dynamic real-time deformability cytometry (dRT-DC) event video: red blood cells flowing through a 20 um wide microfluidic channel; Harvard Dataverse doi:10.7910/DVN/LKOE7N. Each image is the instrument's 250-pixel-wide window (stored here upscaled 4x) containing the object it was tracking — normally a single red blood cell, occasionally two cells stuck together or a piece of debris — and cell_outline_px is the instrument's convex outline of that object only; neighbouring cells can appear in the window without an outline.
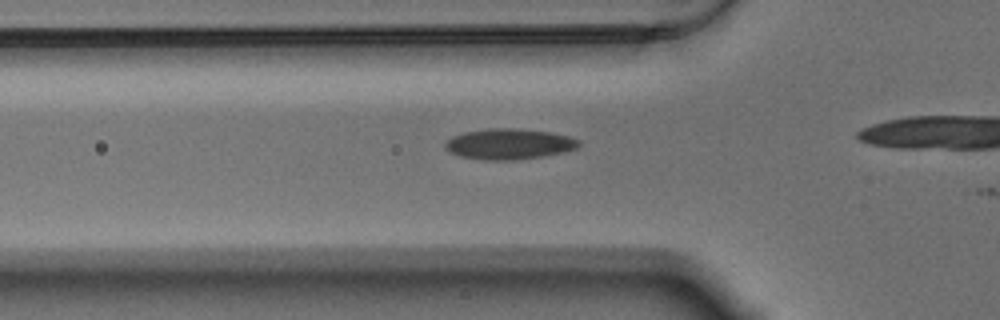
{"species": "Egyptian fruit bat (a non-hibernating species)", "species_latin": "Rousettus aegyptiacus", "temperature_condition": "warm", "stored_images_in_passage": 9, "camera_frame_rate_fps": 3000, "um_per_image_px": 0.085, "animal": {"sex": "male"}, "frame": {"image": 1, "passage_image": 8, "time_ms": 2.333, "image_size_px": [1000, 320], "cell_outline_px": [[580, 144], [576, 148], [564, 152], [544, 156], [516, 160], [484, 160], [460, 156], [452, 152], [444, 144], [452, 136], [464, 132], [492, 128], [508, 128], [548, 132], [568, 136], [580, 140]], "centroid_in_image_um": [43.29, 12.25], "position_along_channel_um": 82.5, "area_um2": 23.58}}